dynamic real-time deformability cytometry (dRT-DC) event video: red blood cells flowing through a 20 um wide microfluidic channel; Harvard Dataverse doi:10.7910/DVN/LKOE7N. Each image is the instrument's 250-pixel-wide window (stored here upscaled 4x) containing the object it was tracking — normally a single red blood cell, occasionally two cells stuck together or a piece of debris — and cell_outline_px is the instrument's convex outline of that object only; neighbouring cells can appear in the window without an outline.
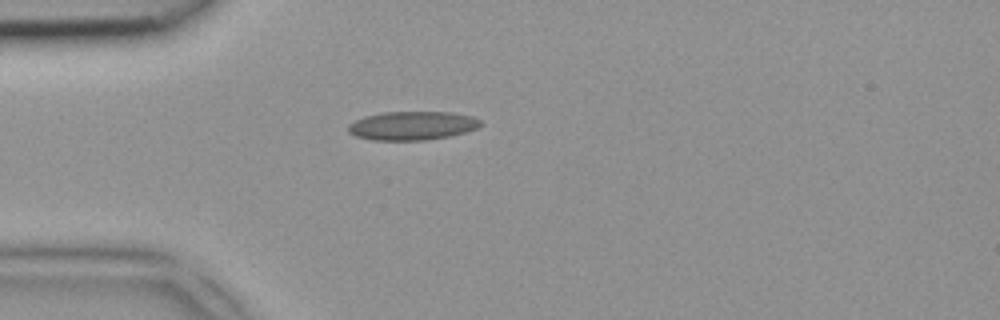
{"species": "common noctule bat (a hibernating species)", "species_latin": "Nyctalus noctula", "temperature_condition": "room temperature", "stored_images_in_passage": 1, "camera_frame_rate_fps": 3000, "um_per_image_px": 0.085, "animal": {"sex": "female", "body_mass_g": 18.4}, "frame": {"image": 1, "passage_image": 1, "time_ms": 0.0, "image_size_px": [1000, 320], "cell_outline_px": [[484, 124], [476, 128], [464, 132], [448, 136], [424, 140], [372, 140], [356, 136], [348, 132], [348, 124], [364, 116], [384, 112], [452, 112], [472, 116], [480, 120]], "centroid_in_image_um": [35.03, 10.67], "position_along_channel_um": 50.0, "area_um2": 22.08}}